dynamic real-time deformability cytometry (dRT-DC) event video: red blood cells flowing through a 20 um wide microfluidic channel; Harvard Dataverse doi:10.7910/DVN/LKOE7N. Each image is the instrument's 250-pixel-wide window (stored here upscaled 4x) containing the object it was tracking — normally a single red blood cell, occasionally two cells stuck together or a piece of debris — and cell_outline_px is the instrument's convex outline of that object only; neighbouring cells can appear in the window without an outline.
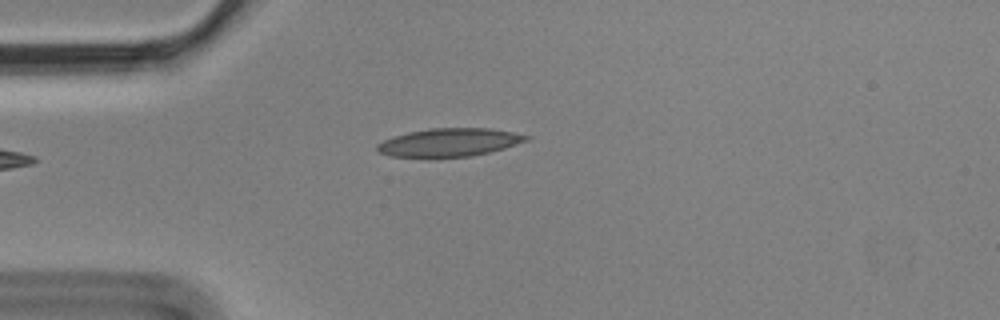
{"species": "Egyptian fruit bat (a non-hibernating species)", "species_latin": "Rousettus aegyptiacus", "temperature_condition": "cold", "stored_images_in_passage": 3, "camera_frame_rate_fps": 3000, "um_per_image_px": 0.085, "animal": {"sex": "male"}, "frame": {"image": 1, "passage_image": 3, "time_ms": 0.667, "image_size_px": [1000, 320], "cell_outline_px": [[532, 136], [528, 140], [504, 148], [472, 156], [428, 160], [392, 156], [380, 152], [376, 148], [376, 144], [392, 136], [408, 132], [428, 128], [488, 128], [512, 132]], "centroid_in_image_um": [38.12, 12.14], "position_along_channel_um": 46.9, "area_um2": 25.26}}